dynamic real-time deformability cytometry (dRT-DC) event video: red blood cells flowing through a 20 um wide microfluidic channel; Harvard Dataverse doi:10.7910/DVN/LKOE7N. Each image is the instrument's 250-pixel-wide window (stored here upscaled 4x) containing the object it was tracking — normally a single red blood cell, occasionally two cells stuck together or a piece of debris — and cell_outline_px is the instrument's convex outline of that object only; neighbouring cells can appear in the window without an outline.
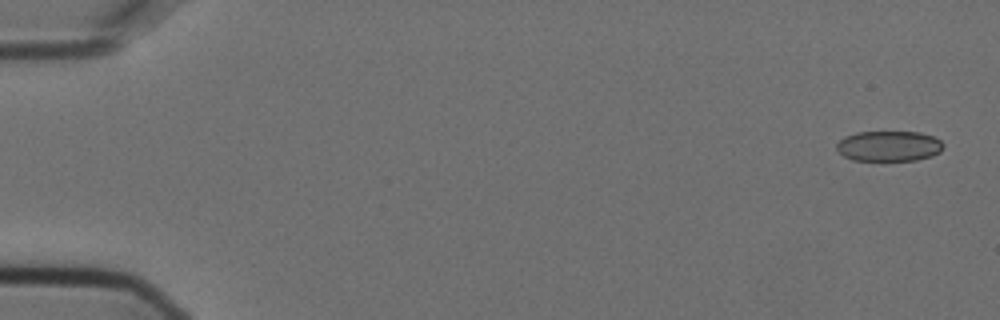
{"species": "Egyptian fruit bat (a non-hibernating species)", "species_latin": "Rousettus aegyptiacus", "temperature_condition": "cold", "stored_images_in_passage": 3, "camera_frame_rate_fps": 3000, "um_per_image_px": 0.085, "animal": {"sex": "female"}, "frame": {"image": 1, "passage_image": 1, "time_ms": 0.0, "image_size_px": [1000, 320], "cell_outline_px": [[944, 148], [940, 152], [932, 156], [916, 160], [852, 160], [844, 156], [836, 148], [836, 144], [844, 136], [856, 132], [920, 132], [932, 136], [940, 140], [944, 144]], "centroid_in_image_um": [75.57, 12.41], "position_along_channel_um": 9.4, "area_um2": 18.96}}